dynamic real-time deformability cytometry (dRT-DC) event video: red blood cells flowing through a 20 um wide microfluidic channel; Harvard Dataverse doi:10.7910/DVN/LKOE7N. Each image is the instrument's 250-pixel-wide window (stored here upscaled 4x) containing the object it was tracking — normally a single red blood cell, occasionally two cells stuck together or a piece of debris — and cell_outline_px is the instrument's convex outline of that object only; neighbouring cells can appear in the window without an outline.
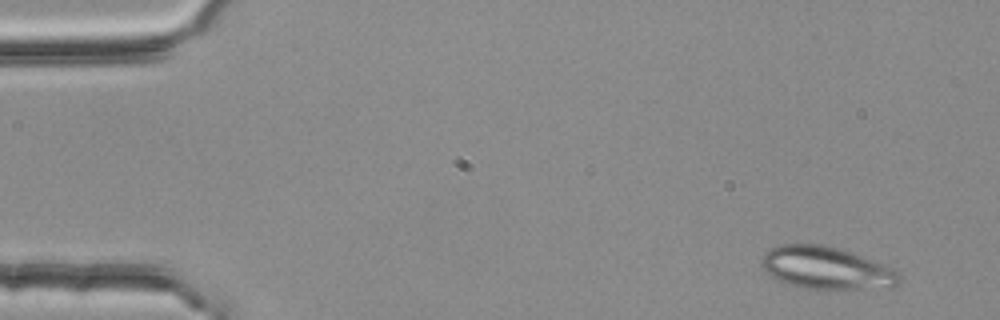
{"species": "common noctule bat (a hibernating species)", "species_latin": "Nyctalus noctula", "temperature_condition": "room temperature", "stored_images_in_passage": 3, "camera_frame_rate_fps": 3000, "um_per_image_px": 0.085, "animal": {"sex": "female", "body_mass_g": 25.1}, "frame": {"image": 1, "passage_image": 1, "time_ms": 0.0, "image_size_px": [1000, 320], "cell_outline_px": [[904, 276], [900, 284], [892, 288], [804, 288], [784, 284], [768, 276], [764, 272], [760, 264], [764, 252], [780, 244], [824, 244], [840, 248], [852, 252], [884, 264], [900, 272]], "centroid_in_image_um": [70.24, 22.78], "position_along_channel_um": 14.8, "area_um2": 34.74}}